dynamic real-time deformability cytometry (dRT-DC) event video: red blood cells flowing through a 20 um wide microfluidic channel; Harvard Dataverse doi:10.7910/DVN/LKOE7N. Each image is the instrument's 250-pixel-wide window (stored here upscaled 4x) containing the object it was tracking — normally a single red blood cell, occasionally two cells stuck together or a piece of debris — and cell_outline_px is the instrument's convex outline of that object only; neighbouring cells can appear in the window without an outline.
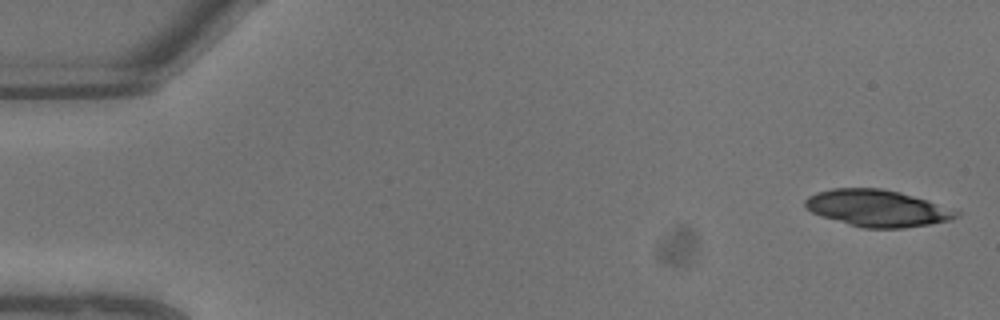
{"species": "common noctule bat (a hibernating species)", "species_latin": "Nyctalus noctula", "temperature_condition": "warm", "stored_images_in_passage": 8, "camera_frame_rate_fps": 3000, "um_per_image_px": 0.085, "animal": {"sex": "male", "body_mass_g": 13.3}, "frame": {"image": 1, "passage_image": 1, "time_ms": 0.0, "image_size_px": [1000, 320], "cell_outline_px": [[960, 216], [952, 220], [932, 224], [904, 228], [864, 228], [848, 224], [820, 216], [804, 208], [804, 200], [808, 196], [816, 192], [832, 188], [880, 188], [900, 192], [960, 212]], "centroid_in_image_um": [74.52, 17.7], "position_along_channel_um": 10.5, "area_um2": 32.31}}
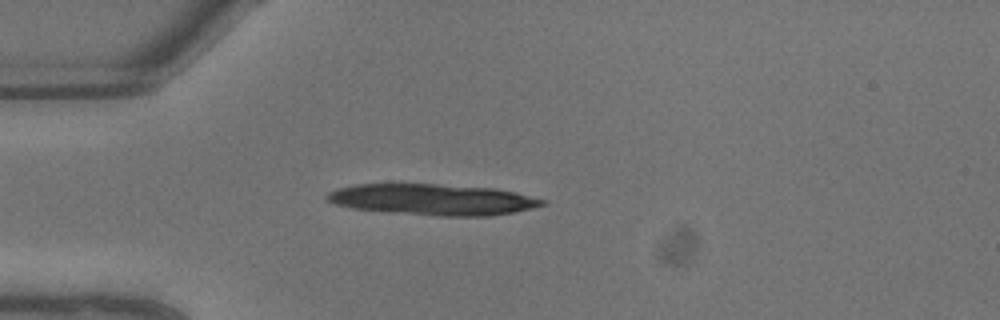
{"frame": {"image": 2, "passage_image": 6, "time_ms": 1.667, "image_size_px": [1000, 320], "cell_outline_px": [[548, 204], [532, 208], [492, 216], [440, 216], [392, 212], [352, 208], [336, 204], [324, 200], [324, 196], [328, 192], [336, 188], [356, 184], [436, 184], [496, 188], [516, 192], [548, 200]], "centroid_in_image_um": [36.8, 16.95], "position_along_channel_um": 48.2, "area_um2": 39.25}}